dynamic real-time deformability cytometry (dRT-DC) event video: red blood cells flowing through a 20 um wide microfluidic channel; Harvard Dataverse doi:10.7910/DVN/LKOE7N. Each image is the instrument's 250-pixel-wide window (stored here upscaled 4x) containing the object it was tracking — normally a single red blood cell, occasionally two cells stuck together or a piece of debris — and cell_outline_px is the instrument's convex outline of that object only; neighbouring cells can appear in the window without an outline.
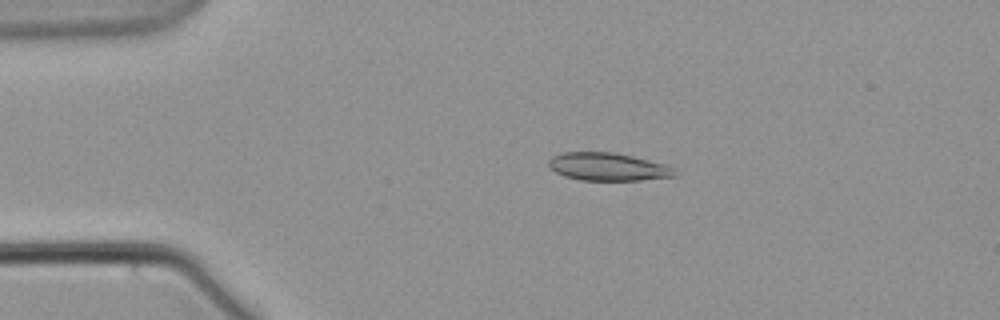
{"species": "common noctule bat (a hibernating species)", "species_latin": "Nyctalus noctula", "temperature_condition": "warm", "stored_images_in_passage": 47, "camera_frame_rate_fps": 3000, "um_per_image_px": 0.085, "animal": {"sex": "male", "body_mass_g": 21.5, "forearm_length_mm": 52.0}, "frame": {"image": 1, "passage_image": 1, "time_ms": 0.0, "image_size_px": [1000, 320], "cell_outline_px": [[680, 172], [676, 176], [640, 180], [580, 180], [564, 176], [548, 168], [548, 160], [552, 156], [564, 152], [616, 152], [664, 164], [676, 168]], "centroid_in_image_um": [51.68, 14.17], "position_along_channel_um": 33.3, "area_um2": 20.69}}
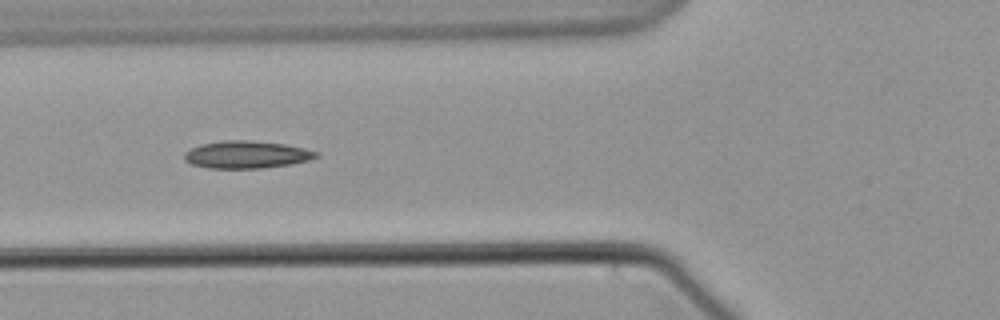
{"frame": {"image": 2, "passage_image": 11, "time_ms": 3.333, "image_size_px": [1000, 320], "cell_outline_px": [[320, 156], [308, 160], [292, 164], [264, 168], [208, 168], [192, 164], [184, 160], [184, 152], [200, 144], [224, 140], [252, 140], [284, 144], [304, 148], [320, 152]], "centroid_in_image_um": [20.98, 13.14], "position_along_channel_um": 104.8, "area_um2": 21.21}}
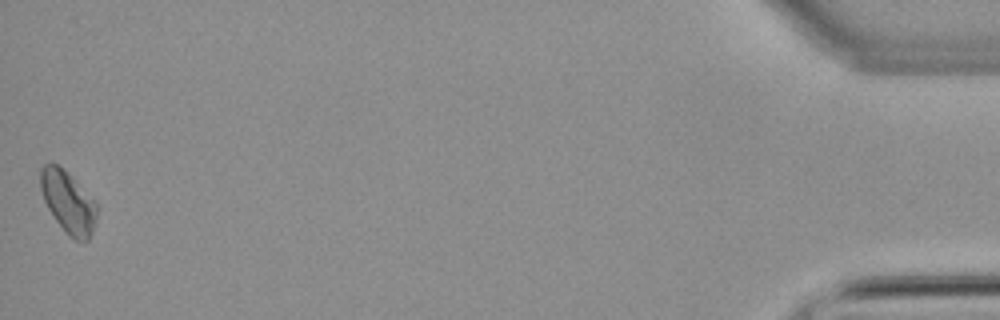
{"frame": {"image": 3, "passage_image": 47, "time_ms": 15.333, "image_size_px": [1000, 320], "cell_outline_px": [[96, 216], [92, 232], [88, 240], [76, 240], [68, 236], [56, 220], [48, 208], [44, 200], [40, 188], [40, 168], [44, 164], [56, 164], [96, 204]], "centroid_in_image_um": [5.74, 17.23], "position_along_channel_um": 429.5, "area_um2": 19.31}}